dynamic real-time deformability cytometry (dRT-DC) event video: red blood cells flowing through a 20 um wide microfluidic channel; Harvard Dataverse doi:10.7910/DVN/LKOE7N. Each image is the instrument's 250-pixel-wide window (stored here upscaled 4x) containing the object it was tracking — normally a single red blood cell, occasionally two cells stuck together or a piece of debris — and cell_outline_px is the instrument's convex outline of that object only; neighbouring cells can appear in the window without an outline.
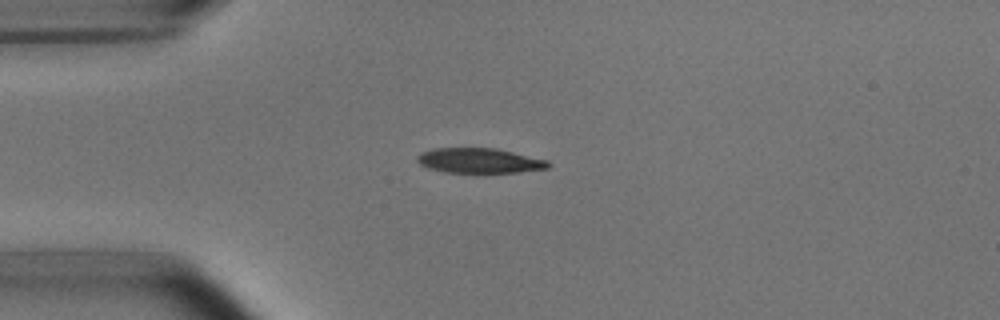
{"species": "common noctule bat (a hibernating species)", "species_latin": "Nyctalus noctula", "temperature_condition": "room temperature", "stored_images_in_passage": 4, "camera_frame_rate_fps": 3000, "um_per_image_px": 0.085, "animal": {"sex": "male", "body_mass_g": 15.6}, "frame": {"image": 1, "passage_image": 1, "time_ms": 0.0, "image_size_px": [1000, 320], "cell_outline_px": [[552, 164], [548, 168], [516, 172], [444, 172], [428, 168], [420, 164], [416, 160], [416, 156], [420, 152], [432, 148], [496, 148], [548, 160]], "centroid_in_image_um": [40.72, 13.64], "position_along_channel_um": 44.3, "area_um2": 19.07}}
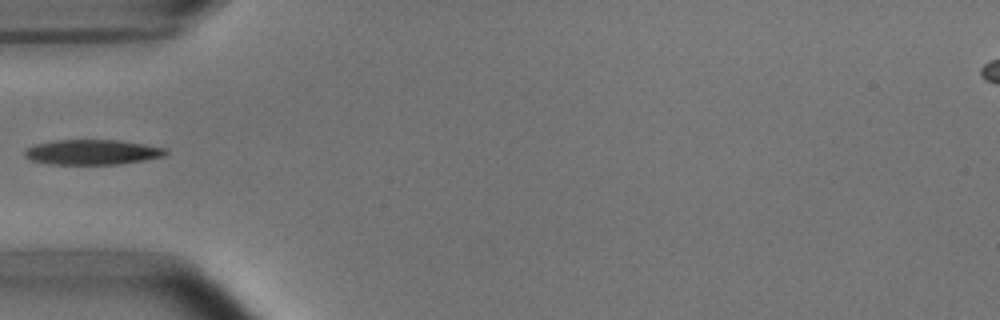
{"frame": {"image": 2, "passage_image": 2, "time_ms": 0.333, "image_size_px": [1000, 320], "cell_outline_px": [[168, 152], [164, 156], [144, 160], [120, 164], [52, 164], [32, 160], [24, 156], [24, 152], [28, 148], [36, 144], [56, 140], [120, 140], [168, 148]], "centroid_in_image_um": [7.89, 12.93], "position_along_channel_um": 77.1, "area_um2": 20.52}}
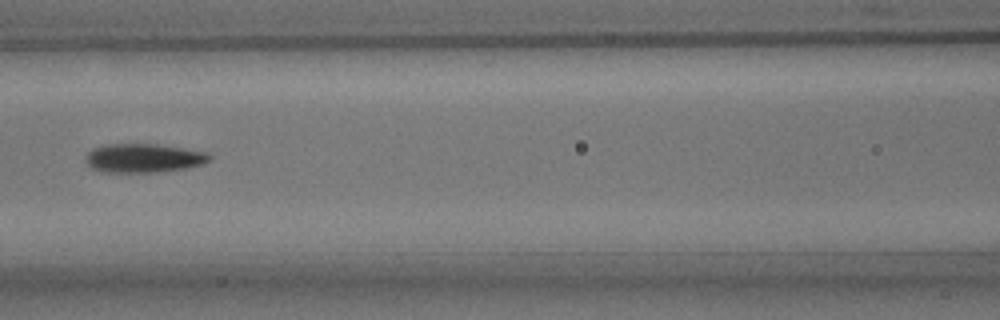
{"frame": {"image": 3, "passage_image": 4, "time_ms": 1.0, "image_size_px": [1000, 320], "cell_outline_px": [[212, 160], [204, 164], [188, 168], [156, 172], [104, 172], [92, 168], [88, 164], [88, 152], [92, 148], [104, 144], [156, 144], [184, 148], [208, 152], [212, 156]], "centroid_in_image_um": [12.28, 13.43], "position_along_channel_um": 154.3, "area_um2": 20.92}}